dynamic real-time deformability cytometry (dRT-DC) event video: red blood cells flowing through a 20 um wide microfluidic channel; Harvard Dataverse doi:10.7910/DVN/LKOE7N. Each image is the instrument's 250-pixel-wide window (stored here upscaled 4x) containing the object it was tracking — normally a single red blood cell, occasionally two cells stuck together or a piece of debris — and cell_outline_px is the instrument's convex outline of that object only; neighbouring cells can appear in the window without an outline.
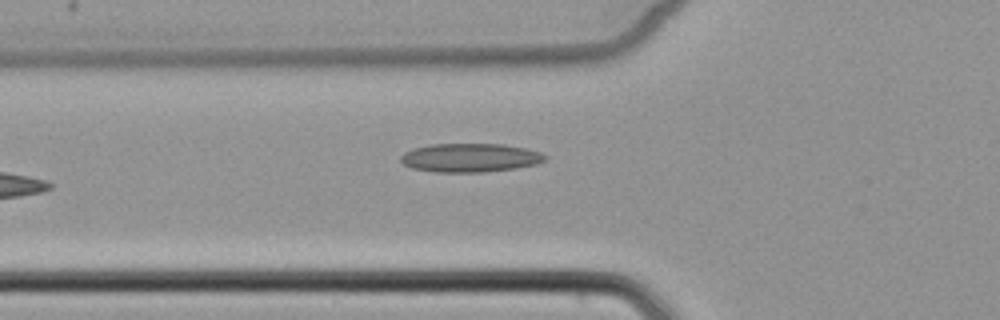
{"species": "common noctule bat (a hibernating species)", "species_latin": "Nyctalus noctula", "temperature_condition": "cold", "stored_images_in_passage": 6, "camera_frame_rate_fps": 3000, "um_per_image_px": 0.085, "animal": {"sex": "female", "body_mass_g": 22.7, "forearm_length_mm": 54.2}, "frame": {"image": 1, "passage_image": 6, "time_ms": 6.667, "image_size_px": [1000, 320], "cell_outline_px": [[548, 156], [544, 160], [536, 164], [516, 168], [484, 172], [436, 172], [412, 168], [404, 164], [400, 160], [400, 156], [404, 152], [412, 148], [428, 144], [504, 144], [524, 148], [540, 152]], "centroid_in_image_um": [39.93, 13.4], "position_along_channel_um": 85.9, "area_um2": 24.22}}